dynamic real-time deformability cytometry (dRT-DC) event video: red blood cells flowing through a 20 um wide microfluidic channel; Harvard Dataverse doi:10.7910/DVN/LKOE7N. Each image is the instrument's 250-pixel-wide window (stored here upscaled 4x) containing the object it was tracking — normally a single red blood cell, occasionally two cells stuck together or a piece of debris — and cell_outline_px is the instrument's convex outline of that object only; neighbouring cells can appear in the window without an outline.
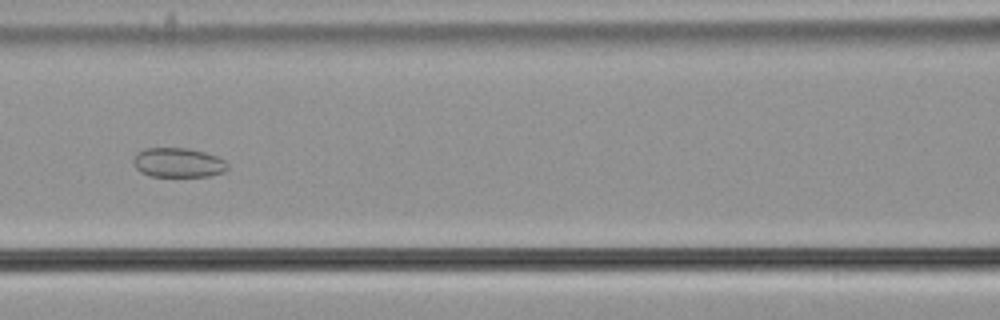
{"species": "common noctule bat (a hibernating species)", "species_latin": "Nyctalus noctula", "temperature_condition": "cold", "stored_images_in_passage": 58, "segment_of_instrument_passage": [1, 2], "camera_frame_rate_fps": 3000, "um_per_image_px": 0.085, "animal": {"sex": "male", "body_mass_g": 21.5, "forearm_length_mm": 52.0}, "frame": {"image": 1, "passage_image": 26, "time_ms": 8.333, "image_size_px": [1000, 320], "cell_outline_px": [[228, 168], [224, 172], [208, 176], [148, 176], [140, 172], [136, 168], [132, 160], [136, 152], [144, 148], [188, 148], [204, 152], [216, 156], [224, 160], [228, 164]], "centroid_in_image_um": [15.11, 13.82], "position_along_channel_um": 151.5, "area_um2": 16.3}}
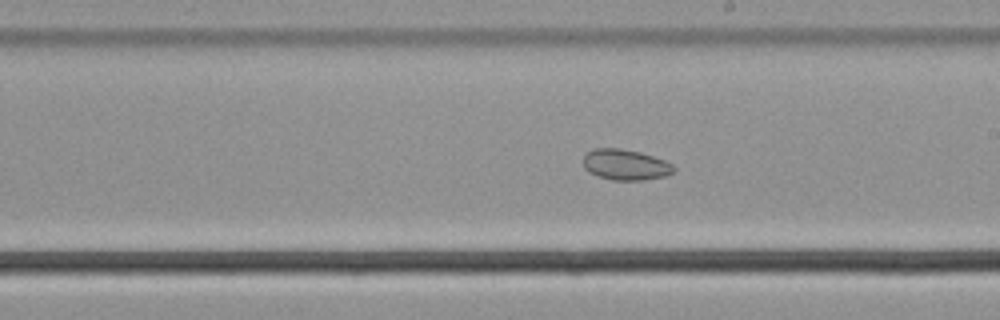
{"frame": {"image": 2, "passage_image": 33, "time_ms": 10.667, "image_size_px": [1000, 320], "cell_outline_px": [[676, 172], [668, 176], [644, 180], [612, 180], [588, 172], [584, 168], [584, 152], [592, 148], [620, 148], [640, 152], [664, 160], [672, 164], [676, 168]], "centroid_in_image_um": [53.18, 14.0], "position_along_channel_um": 235.8, "area_um2": 16.47}}
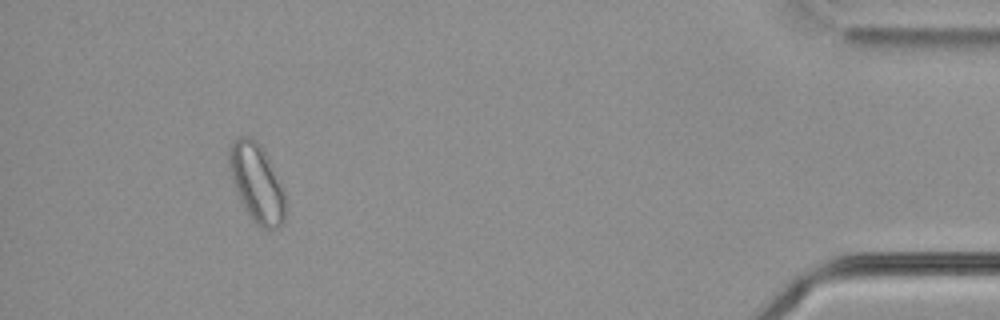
{"frame": {"image": 3, "passage_image": 53, "time_ms": 17.333, "image_size_px": [1000, 320], "cell_outline_px": [[284, 220], [276, 228], [268, 232], [260, 228], [248, 216], [236, 192], [232, 180], [228, 164], [228, 152], [232, 144], [240, 136], [252, 136], [256, 140], [264, 152], [284, 188]], "centroid_in_image_um": [21.8, 15.59], "position_along_channel_um": 413.4, "area_um2": 25.66}}